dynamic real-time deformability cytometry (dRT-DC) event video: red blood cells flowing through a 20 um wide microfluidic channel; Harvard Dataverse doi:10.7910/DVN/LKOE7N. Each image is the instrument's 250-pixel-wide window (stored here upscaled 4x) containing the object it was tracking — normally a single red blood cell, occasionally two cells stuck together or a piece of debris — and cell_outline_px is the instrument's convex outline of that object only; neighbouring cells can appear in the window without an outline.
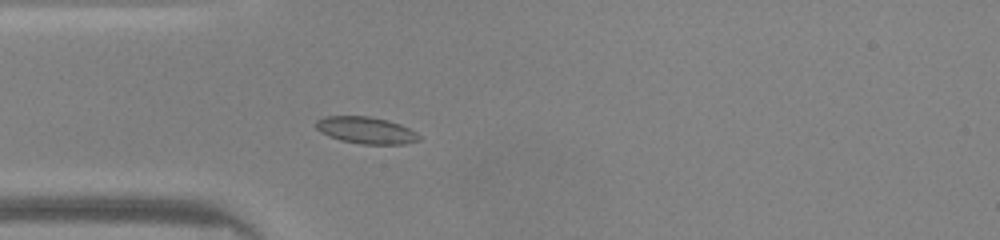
{"species": "common noctule bat (a hibernating species)", "species_latin": "Nyctalus noctula", "temperature_condition": "warm", "stored_images_in_passage": 45, "camera_frame_rate_fps": 3000, "um_per_image_px": 0.085, "animal": {"sex": "male", "body_mass_g": 20.0, "forearm_length_mm": 53.3}, "frame": {"image": 1, "passage_image": 11, "time_ms": 3.333, "image_size_px": [1000, 240], "cell_outline_px": [[420, 140], [404, 144], [360, 144], [340, 140], [328, 136], [320, 132], [316, 128], [316, 120], [324, 116], [368, 116], [388, 120], [400, 124], [416, 132], [420, 136]], "centroid_in_image_um": [31.09, 11.07], "position_along_channel_um": 53.9, "area_um2": 16.18}}
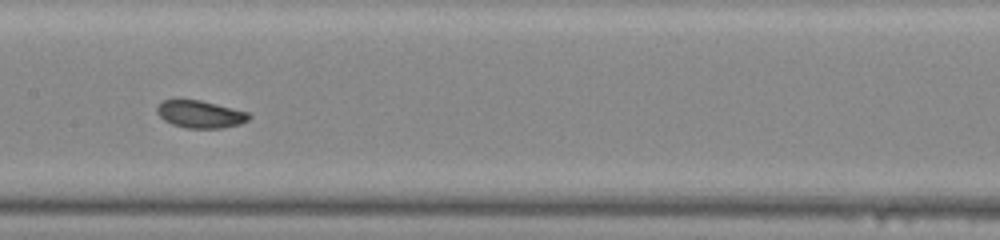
{"frame": {"image": 2, "passage_image": 21, "time_ms": 6.667, "image_size_px": [1000, 240], "cell_outline_px": [[252, 116], [248, 120], [240, 124], [220, 128], [188, 128], [172, 124], [164, 120], [156, 112], [156, 108], [164, 100], [200, 100], [248, 112]], "centroid_in_image_um": [17.03, 9.71], "position_along_channel_um": 190.4, "area_um2": 14.51}}
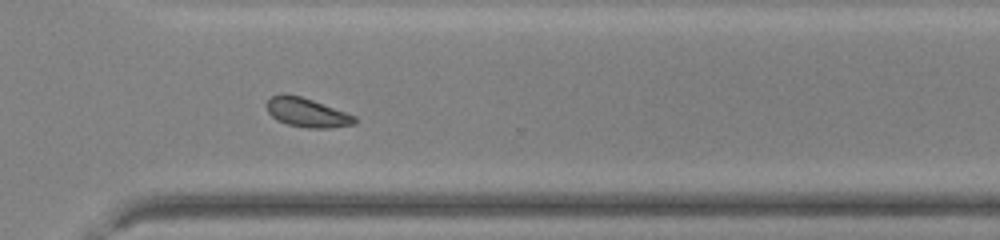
{"frame": {"image": 3, "passage_image": 32, "time_ms": 10.333, "image_size_px": [1000, 240], "cell_outline_px": [[356, 124], [328, 128], [308, 128], [288, 124], [276, 120], [268, 112], [268, 100], [272, 96], [280, 92], [284, 92], [300, 96], [312, 100], [356, 116]], "centroid_in_image_um": [26.08, 9.56], "position_along_channel_um": 344.5, "area_um2": 14.85}, "authors_computed_cell_mechanics": {"area_um2": 15.0858, "velocity_mm_per_s": 4.1954, "shape_relaxation_time_tau1_ms": 3.0975, "shape_relaxation_time_tau2_ms": 2.1205, "deformation_change_tau1": 0.1011, "deformation_change_tau2": 0.0556}}